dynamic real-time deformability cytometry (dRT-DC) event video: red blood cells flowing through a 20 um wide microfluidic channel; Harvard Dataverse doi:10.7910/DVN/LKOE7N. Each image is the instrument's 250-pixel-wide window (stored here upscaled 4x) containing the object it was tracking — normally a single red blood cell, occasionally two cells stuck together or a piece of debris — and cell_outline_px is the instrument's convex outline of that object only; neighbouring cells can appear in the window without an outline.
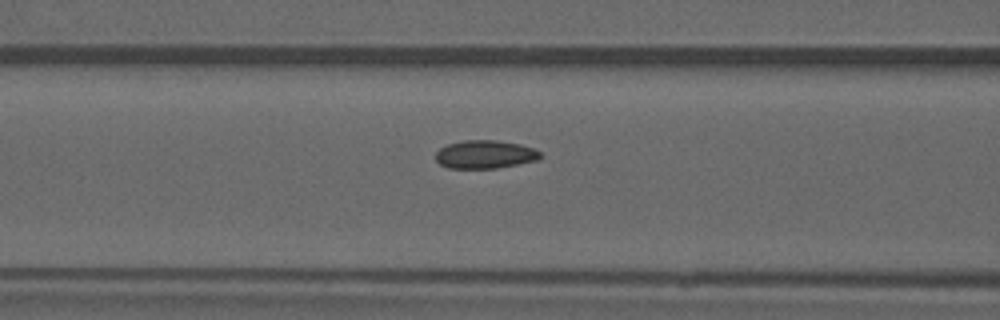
{"species": "common noctule bat (a hibernating species)", "species_latin": "Nyctalus noctula", "temperature_condition": "warm", "stored_images_in_passage": 5, "camera_frame_rate_fps": 3000, "um_per_image_px": 0.085, "animal": {"sex": "male", "forearm_length_mm": 52.5}, "frame": {"image": 1, "passage_image": 5, "time_ms": 5.333, "image_size_px": [1000, 320], "cell_outline_px": [[540, 156], [536, 160], [496, 168], [448, 168], [440, 164], [436, 160], [436, 152], [440, 148], [448, 144], [464, 140], [496, 140], [520, 144], [532, 148], [540, 152]], "centroid_in_image_um": [41.18, 13.12], "position_along_channel_um": 125.4, "area_um2": 16.99}}